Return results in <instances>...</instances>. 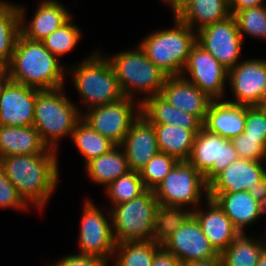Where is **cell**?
<instances>
[{
	"label": "cell",
	"mask_w": 266,
	"mask_h": 266,
	"mask_svg": "<svg viewBox=\"0 0 266 266\" xmlns=\"http://www.w3.org/2000/svg\"><path fill=\"white\" fill-rule=\"evenodd\" d=\"M56 151L47 149L43 154L8 155L0 158L7 178L23 200L35 204L41 210L58 184V160Z\"/></svg>",
	"instance_id": "1"
},
{
	"label": "cell",
	"mask_w": 266,
	"mask_h": 266,
	"mask_svg": "<svg viewBox=\"0 0 266 266\" xmlns=\"http://www.w3.org/2000/svg\"><path fill=\"white\" fill-rule=\"evenodd\" d=\"M59 62L60 59L51 54L42 41L28 39L20 33L5 68L6 76L12 82L38 90L62 88L68 68Z\"/></svg>",
	"instance_id": "2"
},
{
	"label": "cell",
	"mask_w": 266,
	"mask_h": 266,
	"mask_svg": "<svg viewBox=\"0 0 266 266\" xmlns=\"http://www.w3.org/2000/svg\"><path fill=\"white\" fill-rule=\"evenodd\" d=\"M78 110V106L63 95V87L41 90L37 94L33 126L49 149L57 151V141L72 135L82 119V112Z\"/></svg>",
	"instance_id": "3"
},
{
	"label": "cell",
	"mask_w": 266,
	"mask_h": 266,
	"mask_svg": "<svg viewBox=\"0 0 266 266\" xmlns=\"http://www.w3.org/2000/svg\"><path fill=\"white\" fill-rule=\"evenodd\" d=\"M172 29L154 31L139 42L146 56L167 76H179L196 43V32L176 16Z\"/></svg>",
	"instance_id": "4"
},
{
	"label": "cell",
	"mask_w": 266,
	"mask_h": 266,
	"mask_svg": "<svg viewBox=\"0 0 266 266\" xmlns=\"http://www.w3.org/2000/svg\"><path fill=\"white\" fill-rule=\"evenodd\" d=\"M78 64L67 69V73L73 77L82 101L87 102V110L125 97L108 58L95 52Z\"/></svg>",
	"instance_id": "5"
},
{
	"label": "cell",
	"mask_w": 266,
	"mask_h": 266,
	"mask_svg": "<svg viewBox=\"0 0 266 266\" xmlns=\"http://www.w3.org/2000/svg\"><path fill=\"white\" fill-rule=\"evenodd\" d=\"M123 95L134 99L136 92L146 95L140 103L160 93L167 75L148 59L140 46L108 57Z\"/></svg>",
	"instance_id": "6"
},
{
	"label": "cell",
	"mask_w": 266,
	"mask_h": 266,
	"mask_svg": "<svg viewBox=\"0 0 266 266\" xmlns=\"http://www.w3.org/2000/svg\"><path fill=\"white\" fill-rule=\"evenodd\" d=\"M158 204L154 190L147 189L129 202L113 206L110 214L116 244L152 241L155 210Z\"/></svg>",
	"instance_id": "7"
},
{
	"label": "cell",
	"mask_w": 266,
	"mask_h": 266,
	"mask_svg": "<svg viewBox=\"0 0 266 266\" xmlns=\"http://www.w3.org/2000/svg\"><path fill=\"white\" fill-rule=\"evenodd\" d=\"M202 191L208 199V183L204 176L188 161H178L169 174L154 189L160 204L183 207L186 204L193 208L200 207Z\"/></svg>",
	"instance_id": "8"
},
{
	"label": "cell",
	"mask_w": 266,
	"mask_h": 266,
	"mask_svg": "<svg viewBox=\"0 0 266 266\" xmlns=\"http://www.w3.org/2000/svg\"><path fill=\"white\" fill-rule=\"evenodd\" d=\"M135 101L124 97L117 102L91 108L82 114V120L102 136L120 145L132 123L141 114V103Z\"/></svg>",
	"instance_id": "9"
},
{
	"label": "cell",
	"mask_w": 266,
	"mask_h": 266,
	"mask_svg": "<svg viewBox=\"0 0 266 266\" xmlns=\"http://www.w3.org/2000/svg\"><path fill=\"white\" fill-rule=\"evenodd\" d=\"M239 159L238 152L230 140L202 128L195 136L187 160L209 183L230 163Z\"/></svg>",
	"instance_id": "10"
},
{
	"label": "cell",
	"mask_w": 266,
	"mask_h": 266,
	"mask_svg": "<svg viewBox=\"0 0 266 266\" xmlns=\"http://www.w3.org/2000/svg\"><path fill=\"white\" fill-rule=\"evenodd\" d=\"M88 200L85 202L83 217L79 230L80 253L97 256L105 260L114 256L116 242L113 237L112 218L110 222L96 205Z\"/></svg>",
	"instance_id": "11"
},
{
	"label": "cell",
	"mask_w": 266,
	"mask_h": 266,
	"mask_svg": "<svg viewBox=\"0 0 266 266\" xmlns=\"http://www.w3.org/2000/svg\"><path fill=\"white\" fill-rule=\"evenodd\" d=\"M242 40L233 15L196 32V42L228 71L239 63Z\"/></svg>",
	"instance_id": "12"
},
{
	"label": "cell",
	"mask_w": 266,
	"mask_h": 266,
	"mask_svg": "<svg viewBox=\"0 0 266 266\" xmlns=\"http://www.w3.org/2000/svg\"><path fill=\"white\" fill-rule=\"evenodd\" d=\"M184 72H188L190 77H185ZM181 76L216 101L225 93L228 70L196 42L191 48Z\"/></svg>",
	"instance_id": "13"
},
{
	"label": "cell",
	"mask_w": 266,
	"mask_h": 266,
	"mask_svg": "<svg viewBox=\"0 0 266 266\" xmlns=\"http://www.w3.org/2000/svg\"><path fill=\"white\" fill-rule=\"evenodd\" d=\"M162 246L173 254L181 265L221 256L202 232L200 224L192 214Z\"/></svg>",
	"instance_id": "14"
},
{
	"label": "cell",
	"mask_w": 266,
	"mask_h": 266,
	"mask_svg": "<svg viewBox=\"0 0 266 266\" xmlns=\"http://www.w3.org/2000/svg\"><path fill=\"white\" fill-rule=\"evenodd\" d=\"M40 91L6 78L0 86V125L33 126Z\"/></svg>",
	"instance_id": "15"
},
{
	"label": "cell",
	"mask_w": 266,
	"mask_h": 266,
	"mask_svg": "<svg viewBox=\"0 0 266 266\" xmlns=\"http://www.w3.org/2000/svg\"><path fill=\"white\" fill-rule=\"evenodd\" d=\"M228 81L236 105L261 107V96L266 85V59H249L239 62L228 71Z\"/></svg>",
	"instance_id": "16"
},
{
	"label": "cell",
	"mask_w": 266,
	"mask_h": 266,
	"mask_svg": "<svg viewBox=\"0 0 266 266\" xmlns=\"http://www.w3.org/2000/svg\"><path fill=\"white\" fill-rule=\"evenodd\" d=\"M129 170L140 171L148 161L159 153L153 124L141 113L120 144Z\"/></svg>",
	"instance_id": "17"
},
{
	"label": "cell",
	"mask_w": 266,
	"mask_h": 266,
	"mask_svg": "<svg viewBox=\"0 0 266 266\" xmlns=\"http://www.w3.org/2000/svg\"><path fill=\"white\" fill-rule=\"evenodd\" d=\"M159 95L177 109L197 116L202 122L214 101L181 75L167 76Z\"/></svg>",
	"instance_id": "18"
},
{
	"label": "cell",
	"mask_w": 266,
	"mask_h": 266,
	"mask_svg": "<svg viewBox=\"0 0 266 266\" xmlns=\"http://www.w3.org/2000/svg\"><path fill=\"white\" fill-rule=\"evenodd\" d=\"M265 168L261 161L239 158L208 183V193L248 191L266 176Z\"/></svg>",
	"instance_id": "19"
},
{
	"label": "cell",
	"mask_w": 266,
	"mask_h": 266,
	"mask_svg": "<svg viewBox=\"0 0 266 266\" xmlns=\"http://www.w3.org/2000/svg\"><path fill=\"white\" fill-rule=\"evenodd\" d=\"M206 204L207 211L198 207L194 210L192 208V215L197 219L211 245L221 254L240 232L213 199L208 198Z\"/></svg>",
	"instance_id": "20"
},
{
	"label": "cell",
	"mask_w": 266,
	"mask_h": 266,
	"mask_svg": "<svg viewBox=\"0 0 266 266\" xmlns=\"http://www.w3.org/2000/svg\"><path fill=\"white\" fill-rule=\"evenodd\" d=\"M17 7L20 14L21 34L35 41H42L72 18L68 10L58 1L43 0L38 5L32 20L25 25L24 8L19 5Z\"/></svg>",
	"instance_id": "21"
},
{
	"label": "cell",
	"mask_w": 266,
	"mask_h": 266,
	"mask_svg": "<svg viewBox=\"0 0 266 266\" xmlns=\"http://www.w3.org/2000/svg\"><path fill=\"white\" fill-rule=\"evenodd\" d=\"M208 198L218 204L240 233H245V226H250L266 213L248 191L208 193Z\"/></svg>",
	"instance_id": "22"
},
{
	"label": "cell",
	"mask_w": 266,
	"mask_h": 266,
	"mask_svg": "<svg viewBox=\"0 0 266 266\" xmlns=\"http://www.w3.org/2000/svg\"><path fill=\"white\" fill-rule=\"evenodd\" d=\"M245 111L244 105H236L224 100L213 101L204 119L203 128L232 140L244 132Z\"/></svg>",
	"instance_id": "23"
},
{
	"label": "cell",
	"mask_w": 266,
	"mask_h": 266,
	"mask_svg": "<svg viewBox=\"0 0 266 266\" xmlns=\"http://www.w3.org/2000/svg\"><path fill=\"white\" fill-rule=\"evenodd\" d=\"M230 15V0H189L173 16L198 32Z\"/></svg>",
	"instance_id": "24"
},
{
	"label": "cell",
	"mask_w": 266,
	"mask_h": 266,
	"mask_svg": "<svg viewBox=\"0 0 266 266\" xmlns=\"http://www.w3.org/2000/svg\"><path fill=\"white\" fill-rule=\"evenodd\" d=\"M47 149L34 126L0 125V158L8 155L43 154Z\"/></svg>",
	"instance_id": "25"
},
{
	"label": "cell",
	"mask_w": 266,
	"mask_h": 266,
	"mask_svg": "<svg viewBox=\"0 0 266 266\" xmlns=\"http://www.w3.org/2000/svg\"><path fill=\"white\" fill-rule=\"evenodd\" d=\"M141 113L152 124L176 125L184 129L193 130L196 134L203 128V122L197 116L177 109L159 94L146 99L141 104Z\"/></svg>",
	"instance_id": "26"
},
{
	"label": "cell",
	"mask_w": 266,
	"mask_h": 266,
	"mask_svg": "<svg viewBox=\"0 0 266 266\" xmlns=\"http://www.w3.org/2000/svg\"><path fill=\"white\" fill-rule=\"evenodd\" d=\"M120 149V150H119ZM86 173L94 183L108 186L129 170L126 155L120 145L85 164Z\"/></svg>",
	"instance_id": "27"
},
{
	"label": "cell",
	"mask_w": 266,
	"mask_h": 266,
	"mask_svg": "<svg viewBox=\"0 0 266 266\" xmlns=\"http://www.w3.org/2000/svg\"><path fill=\"white\" fill-rule=\"evenodd\" d=\"M159 151L178 161L189 159L196 133L171 124H153Z\"/></svg>",
	"instance_id": "28"
},
{
	"label": "cell",
	"mask_w": 266,
	"mask_h": 266,
	"mask_svg": "<svg viewBox=\"0 0 266 266\" xmlns=\"http://www.w3.org/2000/svg\"><path fill=\"white\" fill-rule=\"evenodd\" d=\"M17 5L0 0V67L6 68L21 33Z\"/></svg>",
	"instance_id": "29"
},
{
	"label": "cell",
	"mask_w": 266,
	"mask_h": 266,
	"mask_svg": "<svg viewBox=\"0 0 266 266\" xmlns=\"http://www.w3.org/2000/svg\"><path fill=\"white\" fill-rule=\"evenodd\" d=\"M264 241L240 233L235 240L220 254L222 266H256L259 261Z\"/></svg>",
	"instance_id": "30"
},
{
	"label": "cell",
	"mask_w": 266,
	"mask_h": 266,
	"mask_svg": "<svg viewBox=\"0 0 266 266\" xmlns=\"http://www.w3.org/2000/svg\"><path fill=\"white\" fill-rule=\"evenodd\" d=\"M71 138L79 152L85 157V164L116 146L109 138L93 130L82 119L76 124Z\"/></svg>",
	"instance_id": "31"
},
{
	"label": "cell",
	"mask_w": 266,
	"mask_h": 266,
	"mask_svg": "<svg viewBox=\"0 0 266 266\" xmlns=\"http://www.w3.org/2000/svg\"><path fill=\"white\" fill-rule=\"evenodd\" d=\"M162 247L155 241L120 242L114 250V266H151L156 252ZM117 253V254H116Z\"/></svg>",
	"instance_id": "32"
},
{
	"label": "cell",
	"mask_w": 266,
	"mask_h": 266,
	"mask_svg": "<svg viewBox=\"0 0 266 266\" xmlns=\"http://www.w3.org/2000/svg\"><path fill=\"white\" fill-rule=\"evenodd\" d=\"M184 210V207L159 203L155 210L153 241L162 245L192 214L191 209Z\"/></svg>",
	"instance_id": "33"
},
{
	"label": "cell",
	"mask_w": 266,
	"mask_h": 266,
	"mask_svg": "<svg viewBox=\"0 0 266 266\" xmlns=\"http://www.w3.org/2000/svg\"><path fill=\"white\" fill-rule=\"evenodd\" d=\"M106 190L113 207L140 196L147 188L142 182L139 171L130 170L106 186Z\"/></svg>",
	"instance_id": "34"
},
{
	"label": "cell",
	"mask_w": 266,
	"mask_h": 266,
	"mask_svg": "<svg viewBox=\"0 0 266 266\" xmlns=\"http://www.w3.org/2000/svg\"><path fill=\"white\" fill-rule=\"evenodd\" d=\"M71 18L61 27L42 40L44 47L53 55L60 57L70 52L81 38L79 27Z\"/></svg>",
	"instance_id": "35"
},
{
	"label": "cell",
	"mask_w": 266,
	"mask_h": 266,
	"mask_svg": "<svg viewBox=\"0 0 266 266\" xmlns=\"http://www.w3.org/2000/svg\"><path fill=\"white\" fill-rule=\"evenodd\" d=\"M233 16L242 39L243 34L266 39V5L243 9Z\"/></svg>",
	"instance_id": "36"
},
{
	"label": "cell",
	"mask_w": 266,
	"mask_h": 266,
	"mask_svg": "<svg viewBox=\"0 0 266 266\" xmlns=\"http://www.w3.org/2000/svg\"><path fill=\"white\" fill-rule=\"evenodd\" d=\"M177 163L175 157L162 152L157 153L139 171L144 186L154 190Z\"/></svg>",
	"instance_id": "37"
},
{
	"label": "cell",
	"mask_w": 266,
	"mask_h": 266,
	"mask_svg": "<svg viewBox=\"0 0 266 266\" xmlns=\"http://www.w3.org/2000/svg\"><path fill=\"white\" fill-rule=\"evenodd\" d=\"M230 141L238 152L239 158L261 161L265 138H253L242 132Z\"/></svg>",
	"instance_id": "38"
},
{
	"label": "cell",
	"mask_w": 266,
	"mask_h": 266,
	"mask_svg": "<svg viewBox=\"0 0 266 266\" xmlns=\"http://www.w3.org/2000/svg\"><path fill=\"white\" fill-rule=\"evenodd\" d=\"M28 204L19 195L17 189L7 178L4 167L0 164V208L27 209Z\"/></svg>",
	"instance_id": "39"
},
{
	"label": "cell",
	"mask_w": 266,
	"mask_h": 266,
	"mask_svg": "<svg viewBox=\"0 0 266 266\" xmlns=\"http://www.w3.org/2000/svg\"><path fill=\"white\" fill-rule=\"evenodd\" d=\"M244 132L253 138L266 139V110L263 107L246 106Z\"/></svg>",
	"instance_id": "40"
},
{
	"label": "cell",
	"mask_w": 266,
	"mask_h": 266,
	"mask_svg": "<svg viewBox=\"0 0 266 266\" xmlns=\"http://www.w3.org/2000/svg\"><path fill=\"white\" fill-rule=\"evenodd\" d=\"M105 260L91 255H68L57 261L54 266H108Z\"/></svg>",
	"instance_id": "41"
},
{
	"label": "cell",
	"mask_w": 266,
	"mask_h": 266,
	"mask_svg": "<svg viewBox=\"0 0 266 266\" xmlns=\"http://www.w3.org/2000/svg\"><path fill=\"white\" fill-rule=\"evenodd\" d=\"M151 266H182L180 261L163 246L156 252Z\"/></svg>",
	"instance_id": "42"
},
{
	"label": "cell",
	"mask_w": 266,
	"mask_h": 266,
	"mask_svg": "<svg viewBox=\"0 0 266 266\" xmlns=\"http://www.w3.org/2000/svg\"><path fill=\"white\" fill-rule=\"evenodd\" d=\"M251 196L266 209V176L248 189Z\"/></svg>",
	"instance_id": "43"
},
{
	"label": "cell",
	"mask_w": 266,
	"mask_h": 266,
	"mask_svg": "<svg viewBox=\"0 0 266 266\" xmlns=\"http://www.w3.org/2000/svg\"><path fill=\"white\" fill-rule=\"evenodd\" d=\"M265 0H230V14L233 15L243 9L264 5Z\"/></svg>",
	"instance_id": "44"
},
{
	"label": "cell",
	"mask_w": 266,
	"mask_h": 266,
	"mask_svg": "<svg viewBox=\"0 0 266 266\" xmlns=\"http://www.w3.org/2000/svg\"><path fill=\"white\" fill-rule=\"evenodd\" d=\"M182 266H222L221 256H215L205 260L192 261Z\"/></svg>",
	"instance_id": "45"
},
{
	"label": "cell",
	"mask_w": 266,
	"mask_h": 266,
	"mask_svg": "<svg viewBox=\"0 0 266 266\" xmlns=\"http://www.w3.org/2000/svg\"><path fill=\"white\" fill-rule=\"evenodd\" d=\"M163 1L168 3L172 7L173 13L175 14L189 0H163Z\"/></svg>",
	"instance_id": "46"
},
{
	"label": "cell",
	"mask_w": 266,
	"mask_h": 266,
	"mask_svg": "<svg viewBox=\"0 0 266 266\" xmlns=\"http://www.w3.org/2000/svg\"><path fill=\"white\" fill-rule=\"evenodd\" d=\"M256 266H266V246L262 249L258 264Z\"/></svg>",
	"instance_id": "47"
},
{
	"label": "cell",
	"mask_w": 266,
	"mask_h": 266,
	"mask_svg": "<svg viewBox=\"0 0 266 266\" xmlns=\"http://www.w3.org/2000/svg\"><path fill=\"white\" fill-rule=\"evenodd\" d=\"M6 78L7 76L5 68L0 67V86Z\"/></svg>",
	"instance_id": "48"
},
{
	"label": "cell",
	"mask_w": 266,
	"mask_h": 266,
	"mask_svg": "<svg viewBox=\"0 0 266 266\" xmlns=\"http://www.w3.org/2000/svg\"><path fill=\"white\" fill-rule=\"evenodd\" d=\"M266 106V85L264 87L262 96H261V107H265Z\"/></svg>",
	"instance_id": "49"
},
{
	"label": "cell",
	"mask_w": 266,
	"mask_h": 266,
	"mask_svg": "<svg viewBox=\"0 0 266 266\" xmlns=\"http://www.w3.org/2000/svg\"><path fill=\"white\" fill-rule=\"evenodd\" d=\"M264 160L265 164H266V143L263 147V154H262V158H261V161ZM266 171V169H265Z\"/></svg>",
	"instance_id": "50"
}]
</instances>
